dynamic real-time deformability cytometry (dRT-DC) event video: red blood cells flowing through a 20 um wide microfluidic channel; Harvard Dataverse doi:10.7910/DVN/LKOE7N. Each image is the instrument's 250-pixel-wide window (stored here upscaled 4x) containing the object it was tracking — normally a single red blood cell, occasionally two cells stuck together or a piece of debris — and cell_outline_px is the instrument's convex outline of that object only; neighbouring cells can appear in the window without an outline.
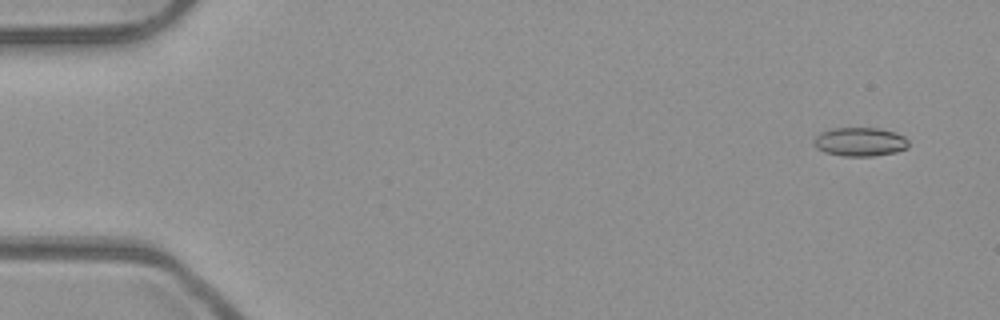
{"species": "common noctule bat (a hibernating species)", "species_latin": "Nyctalus noctula", "temperature_condition": "room temperature", "stored_images_in_passage": 53, "camera_frame_rate_fps": 3000, "um_per_image_px": 0.085, "animal": {"sex": "male", "body_mass_g": 23.1, "forearm_length_mm": 52.7}, "frame": {"image": 1, "passage_image": 4, "time_ms": 1.0, "image_size_px": [1000, 320], "cell_outline_px": [[908, 148], [896, 152], [872, 156], [844, 156], [824, 152], [816, 148], [812, 140], [820, 132], [832, 128], [880, 128], [896, 132], [904, 136], [908, 140]], "centroid_in_image_um": [73.1, 12.05], "position_along_channel_um": 11.9, "area_um2": 16.07}}
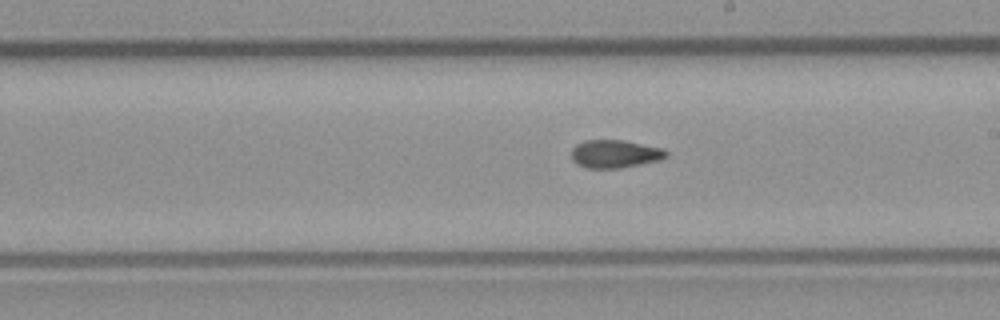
{"frame": {"image": 2, "passage_image": 31, "time_ms": 10.0, "image_size_px": [1000, 320], "cell_outline_px": [[668, 156], [660, 160], [620, 168], [588, 168], [576, 164], [572, 160], [572, 148], [576, 144], [584, 140], [624, 140], [660, 148], [668, 152]], "centroid_in_image_um": [52.24, 13.08], "position_along_channel_um": 236.8, "area_um2": 15.43}}
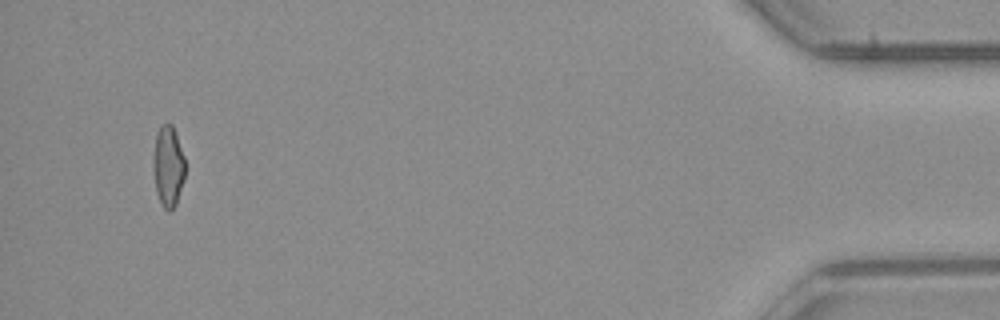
{"frame": {"image": 3, "passage_image": 51, "time_ms": 16.667, "image_size_px": [1000, 320], "cell_outline_px": [[184, 176], [176, 204], [168, 212], [160, 204], [156, 192], [152, 164], [152, 160], [156, 132], [160, 124], [172, 124], [184, 156]], "centroid_in_image_um": [14.26, 14.12], "position_along_channel_um": 420.9, "area_um2": 15.09}, "authors_computed_cell_mechanics": {"area_um2": 15.5482, "velocity_mm_per_s": 3.9819, "shape_relaxation_time_tau1_ms": null, "shape_relaxation_time_tau2_ms": 3.8011, "deformation_change_tau1": null, "deformation_change_tau2": 0.1079}}